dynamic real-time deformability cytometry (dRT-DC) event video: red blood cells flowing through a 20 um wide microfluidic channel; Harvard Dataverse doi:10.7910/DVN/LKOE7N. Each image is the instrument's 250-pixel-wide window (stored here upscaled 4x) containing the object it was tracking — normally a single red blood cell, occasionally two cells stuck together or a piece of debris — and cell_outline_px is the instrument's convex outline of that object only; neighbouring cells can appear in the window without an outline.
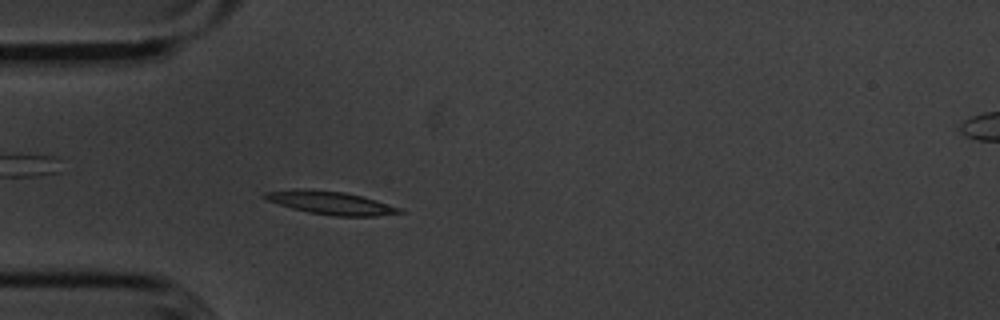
{"species": "common noctule bat (a hibernating species)", "species_latin": "Nyctalus noctula", "temperature_condition": "cold", "stored_images_in_passage": 33, "camera_frame_rate_fps": 3000, "um_per_image_px": 0.085, "animal": {"sex": "male", "body_mass_g": 20.1, "forearm_length_mm": 53.5}, "frame": {"image": 1, "passage_image": 6, "time_ms": 1.667, "image_size_px": [1000, 320], "cell_outline_px": [[404, 212], [376, 216], [336, 216], [308, 212], [292, 208], [268, 200], [260, 196], [264, 192], [304, 188], [344, 192], [376, 200], [400, 208]], "centroid_in_image_um": [28.08, 17.23], "position_along_channel_um": 56.9, "area_um2": 17.92}}
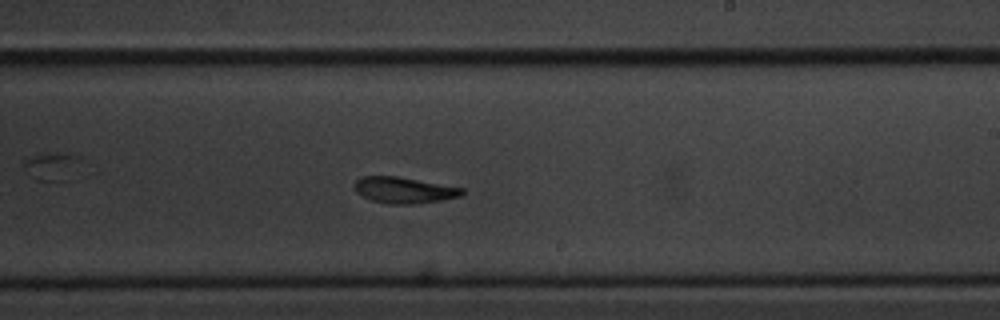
{"frame": {"image": 2, "passage_image": 23, "time_ms": 7.333, "image_size_px": [1000, 320], "cell_outline_px": [[464, 192], [460, 196], [440, 200], [412, 204], [388, 204], [372, 200], [356, 192], [352, 188], [352, 184], [360, 176], [396, 176], [464, 188]], "centroid_in_image_um": [34.28, 16.15], "position_along_channel_um": 254.7, "area_um2": 16.36}}
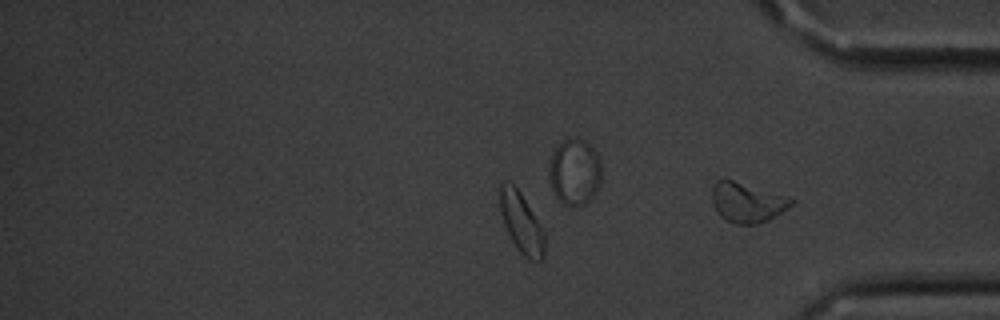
{"frame": {"image": 3, "passage_image": 33, "time_ms": 10.667, "image_size_px": [1000, 320], "cell_outline_px": [[796, 200], [792, 204], [768, 220], [760, 224], [736, 224], [720, 216], [712, 204], [712, 188], [716, 180], [732, 180], [792, 196]], "centroid_in_image_um": [63.54, 17.19], "position_along_channel_um": 371.7, "area_um2": 18.5}, "authors_computed_cell_mechanics": {"area_um2": 16.9932, "velocity_mm_per_s": 3.5765, "shape_relaxation_time_tau1_ms": 3.8026, "shape_relaxation_time_tau2_ms": 4.3067, "deformation_change_tau1": 0.1506, "deformation_change_tau2": 0.1017}}